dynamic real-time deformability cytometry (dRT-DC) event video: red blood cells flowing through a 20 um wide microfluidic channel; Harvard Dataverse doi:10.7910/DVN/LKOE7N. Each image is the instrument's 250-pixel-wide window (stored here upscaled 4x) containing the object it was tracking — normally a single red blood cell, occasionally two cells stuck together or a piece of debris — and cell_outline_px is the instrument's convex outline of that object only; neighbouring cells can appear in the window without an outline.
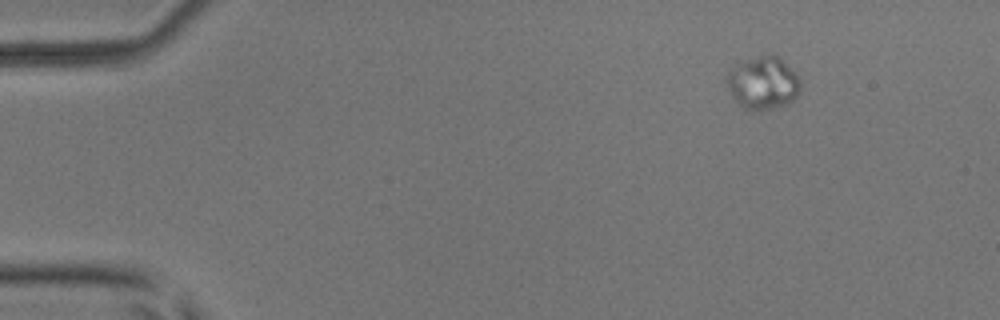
{"species": "common noctule bat (a hibernating species)", "species_latin": "Nyctalus noctula", "temperature_condition": "room temperature", "stored_images_in_passage": 48, "camera_frame_rate_fps": 3000, "um_per_image_px": 0.085, "animal": {"sex": "male", "body_mass_g": 17.9, "forearm_length_mm": 54.2}, "frame": {"image": 1, "passage_image": 1, "time_ms": 0.0, "image_size_px": [1000, 320], "cell_outline_px": [[800, 88], [796, 96], [788, 104], [772, 108], [752, 112], [744, 108], [732, 96], [724, 80], [724, 76], [732, 64], [740, 60], [772, 52], [780, 56], [796, 72], [800, 80]], "centroid_in_image_um": [64.81, 6.99], "position_along_channel_um": 20.2, "area_um2": 23.58}}
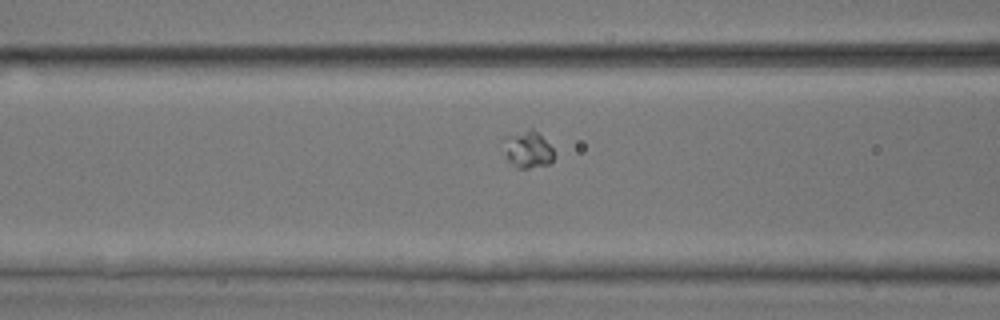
{"frame": {"image": 2, "passage_image": 17, "time_ms": 5.333, "image_size_px": [1000, 320], "cell_outline_px": [[552, 160], [548, 164], [528, 168], [516, 168], [508, 160], [500, 140], [508, 136], [532, 128], [552, 148]], "centroid_in_image_um": [44.79, 12.72], "position_along_channel_um": 121.8, "area_um2": 10.58}}
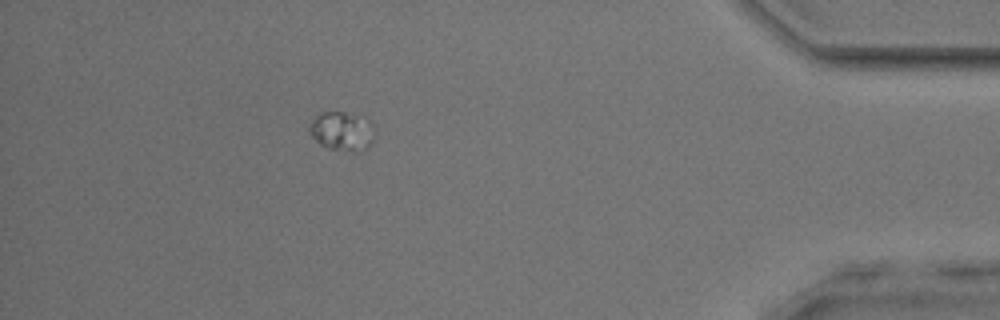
{"frame": {"image": 3, "passage_image": 43, "time_ms": 14.0, "image_size_px": [1000, 320], "cell_outline_px": [[376, 136], [372, 144], [364, 152], [352, 152], [328, 148], [320, 144], [308, 132], [308, 124], [320, 112], [344, 112], [364, 116], [376, 124]], "centroid_in_image_um": [29.16, 11.16], "position_along_channel_um": 406.0, "area_um2": 15.66}}